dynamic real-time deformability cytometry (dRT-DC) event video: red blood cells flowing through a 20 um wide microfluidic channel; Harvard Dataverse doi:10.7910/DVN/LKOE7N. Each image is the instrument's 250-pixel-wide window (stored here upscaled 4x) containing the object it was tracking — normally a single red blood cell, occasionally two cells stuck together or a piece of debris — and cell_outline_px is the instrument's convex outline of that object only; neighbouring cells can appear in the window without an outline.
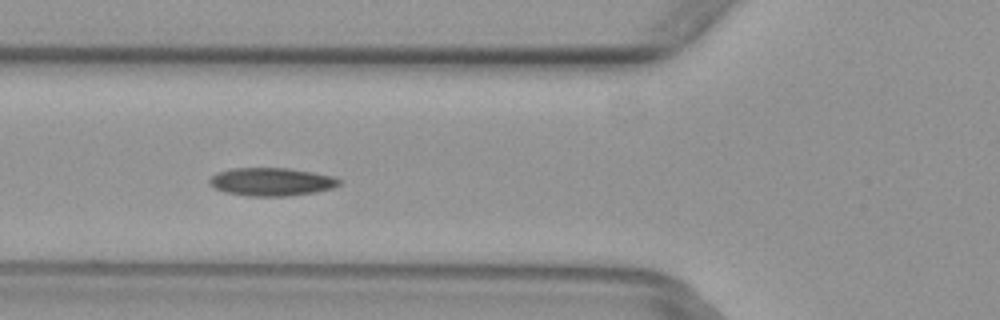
{"species": "common noctule bat (a hibernating species)", "species_latin": "Nyctalus noctula", "temperature_condition": "warm", "stored_images_in_passage": 7, "camera_frame_rate_fps": 3000, "um_per_image_px": 0.085, "animal": {"sex": "female", "body_mass_g": 29.2, "forearm_length_mm": 56.3}, "frame": {"image": 1, "passage_image": 5, "time_ms": 1.333, "image_size_px": [1000, 320], "cell_outline_px": [[340, 184], [332, 188], [316, 192], [292, 196], [248, 196], [224, 192], [216, 188], [208, 180], [212, 176], [220, 172], [232, 168], [288, 168], [312, 172], [332, 176], [340, 180]], "centroid_in_image_um": [23.1, 15.46], "position_along_channel_um": 102.7, "area_um2": 21.1}}